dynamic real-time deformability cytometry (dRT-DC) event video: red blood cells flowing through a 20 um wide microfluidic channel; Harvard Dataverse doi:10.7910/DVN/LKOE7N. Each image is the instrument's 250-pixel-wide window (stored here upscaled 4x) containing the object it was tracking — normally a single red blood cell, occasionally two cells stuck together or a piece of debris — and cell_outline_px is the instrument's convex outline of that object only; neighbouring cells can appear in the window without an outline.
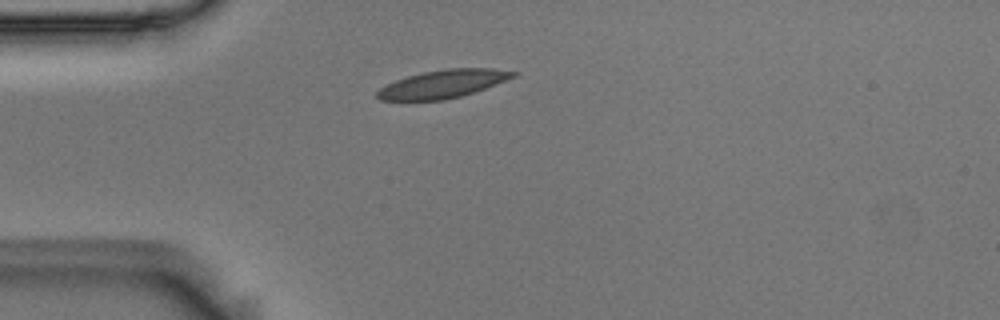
{"species": "Egyptian fruit bat (a non-hibernating species)", "species_latin": "Rousettus aegyptiacus", "temperature_condition": "room temperature", "stored_images_in_passage": 3, "camera_frame_rate_fps": 3000, "um_per_image_px": 0.085, "animal": {"sex": "male"}, "frame": {"image": 1, "passage_image": 3, "time_ms": 0.667, "image_size_px": [1000, 320], "cell_outline_px": [[520, 72], [516, 76], [484, 88], [460, 96], [444, 100], [380, 100], [376, 96], [376, 92], [380, 88], [396, 80], [408, 76], [424, 72], [448, 68], [492, 68]], "centroid_in_image_um": [37.65, 7.13], "position_along_channel_um": 47.3, "area_um2": 21.91}}